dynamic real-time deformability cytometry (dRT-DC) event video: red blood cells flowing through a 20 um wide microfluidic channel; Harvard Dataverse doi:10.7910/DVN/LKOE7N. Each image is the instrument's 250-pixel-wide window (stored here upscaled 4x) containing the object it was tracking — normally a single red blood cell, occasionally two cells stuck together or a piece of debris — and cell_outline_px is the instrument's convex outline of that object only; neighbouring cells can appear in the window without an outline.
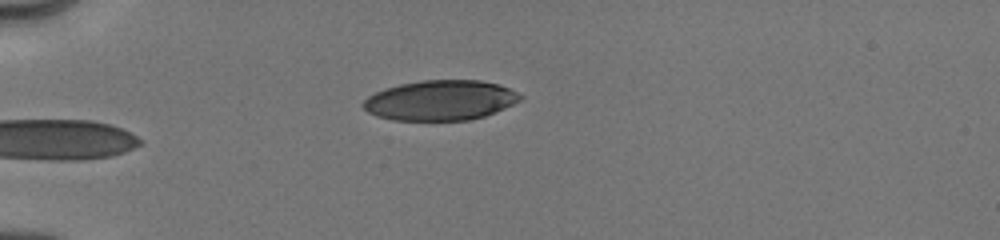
{"species": "human", "species_latin": "Homo sapiens", "temperature_condition": "cold", "stored_images_in_passage": 6, "camera_frame_rate_fps": 3000, "um_per_image_px": 0.085, "donor": {"sex": "male"}, "frame": {"image": 1, "passage_image": 6, "time_ms": 5.667, "image_size_px": [1000, 240], "cell_outline_px": [[524, 100], [484, 116], [468, 120], [392, 120], [376, 116], [368, 112], [360, 104], [368, 96], [384, 88], [400, 84], [420, 80], [480, 80], [500, 84], [524, 96]], "centroid_in_image_um": [37.44, 8.52], "position_along_channel_um": 47.6, "area_um2": 36.88}}